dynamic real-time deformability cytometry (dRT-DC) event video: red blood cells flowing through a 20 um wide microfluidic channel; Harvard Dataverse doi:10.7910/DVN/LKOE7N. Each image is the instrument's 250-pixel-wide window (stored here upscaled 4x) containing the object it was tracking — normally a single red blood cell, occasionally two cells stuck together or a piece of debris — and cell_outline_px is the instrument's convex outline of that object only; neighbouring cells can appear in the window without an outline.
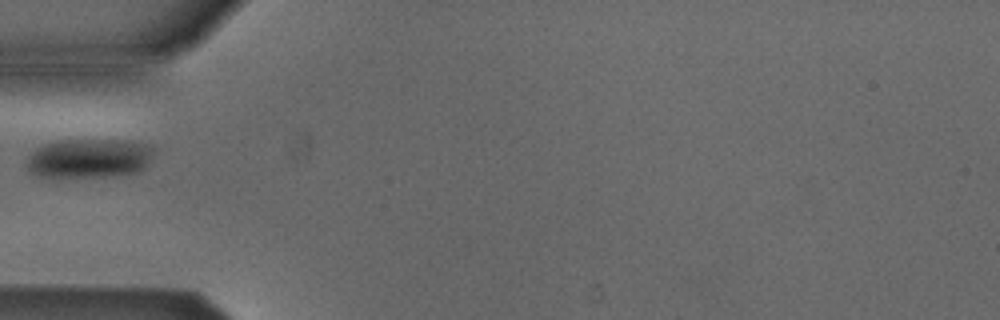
{"species": "Egyptian fruit bat (a non-hibernating species)", "species_latin": "Rousettus aegyptiacus", "temperature_condition": "cold", "stored_images_in_passage": 2, "camera_frame_rate_fps": 3000, "um_per_image_px": 0.085, "animal": {"sex": "male"}, "frame": {"image": 1, "passage_image": 1, "time_ms": 0.0, "image_size_px": [1000, 320], "cell_outline_px": [[152, 152], [148, 164], [140, 172], [116, 176], [52, 180], [36, 176], [28, 172], [24, 164], [28, 156], [36, 148], [44, 144], [56, 140], [132, 140], [144, 144], [152, 148]], "centroid_in_image_um": [7.46, 13.51], "position_along_channel_um": 77.5, "area_um2": 30.46}}